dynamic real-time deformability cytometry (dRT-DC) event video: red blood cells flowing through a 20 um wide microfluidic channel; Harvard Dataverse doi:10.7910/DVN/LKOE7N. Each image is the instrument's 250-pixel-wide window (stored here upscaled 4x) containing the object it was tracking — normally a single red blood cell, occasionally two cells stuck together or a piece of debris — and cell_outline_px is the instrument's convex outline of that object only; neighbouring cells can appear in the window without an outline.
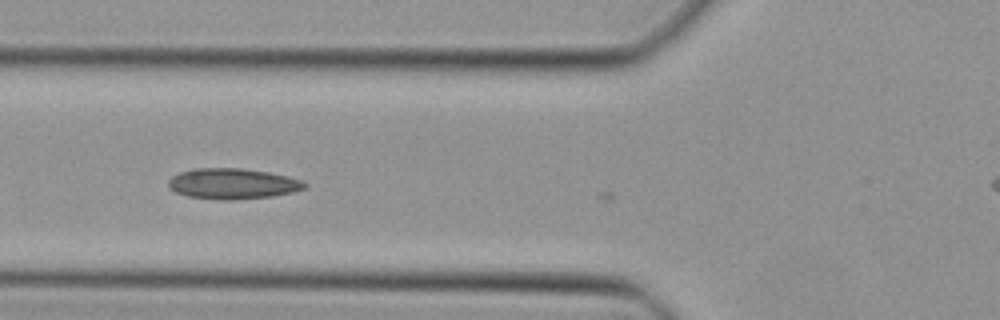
{"species": "Egyptian fruit bat (a non-hibernating species)", "species_latin": "Rousettus aegyptiacus", "temperature_condition": "cold", "stored_images_in_passage": 12, "camera_frame_rate_fps": 3000, "um_per_image_px": 0.085, "animal": {"sex": "female"}, "frame": {"image": 1, "passage_image": 6, "time_ms": 1.667, "image_size_px": [1000, 320], "cell_outline_px": [[308, 184], [304, 188], [292, 192], [272, 196], [228, 200], [220, 200], [188, 196], [176, 192], [168, 188], [168, 180], [172, 176], [180, 172], [196, 168], [240, 168], [268, 172], [300, 180]], "centroid_in_image_um": [19.72, 15.61], "position_along_channel_um": 106.1, "area_um2": 24.1}}
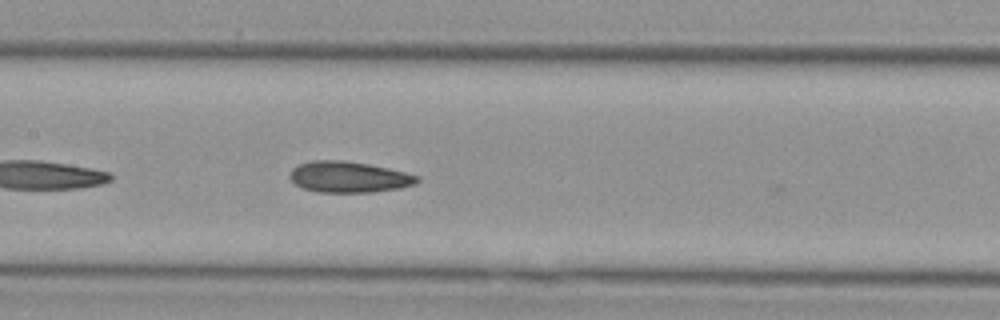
{"frame": {"image": 2, "passage_image": 11, "time_ms": 3.333, "image_size_px": [1000, 320], "cell_outline_px": [[420, 180], [416, 184], [400, 188], [372, 192], [316, 192], [304, 188], [296, 184], [288, 176], [288, 172], [292, 168], [300, 164], [312, 160], [344, 160], [368, 164], [388, 168], [420, 176]], "centroid_in_image_um": [29.64, 15.04], "position_along_channel_um": 177.8, "area_um2": 23.12}}